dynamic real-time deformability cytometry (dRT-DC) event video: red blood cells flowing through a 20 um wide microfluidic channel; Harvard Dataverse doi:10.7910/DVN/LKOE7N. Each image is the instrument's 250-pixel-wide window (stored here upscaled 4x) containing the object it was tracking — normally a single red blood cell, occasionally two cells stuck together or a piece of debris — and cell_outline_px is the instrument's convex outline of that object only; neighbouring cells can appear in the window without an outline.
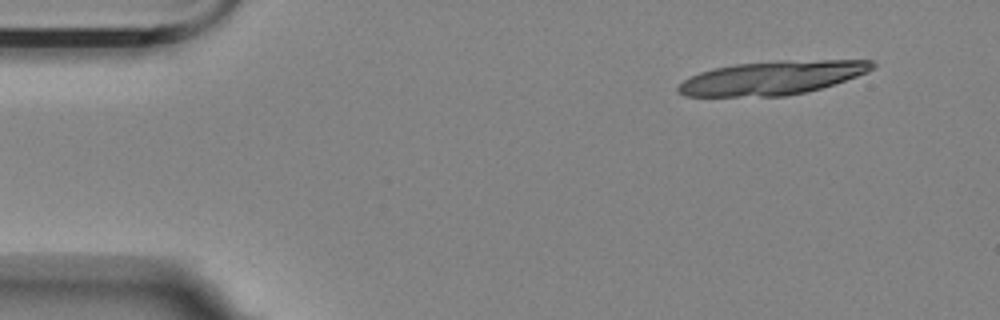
{"species": "Egyptian fruit bat (a non-hibernating species)", "species_latin": "Rousettus aegyptiacus", "temperature_condition": "room temperature", "stored_images_in_passage": 14, "camera_frame_rate_fps": 3000, "um_per_image_px": 0.085, "animal": {"sex": "female"}, "frame": {"image": 1, "passage_image": 1, "time_ms": 0.0, "image_size_px": [1000, 320], "cell_outline_px": [[876, 68], [868, 72], [820, 88], [804, 92], [784, 96], [684, 96], [676, 92], [676, 88], [684, 80], [700, 72], [712, 68], [736, 64], [784, 60], [872, 60], [876, 64]], "centroid_in_image_um": [65.63, 6.61], "position_along_channel_um": 19.4, "area_um2": 37.97}}